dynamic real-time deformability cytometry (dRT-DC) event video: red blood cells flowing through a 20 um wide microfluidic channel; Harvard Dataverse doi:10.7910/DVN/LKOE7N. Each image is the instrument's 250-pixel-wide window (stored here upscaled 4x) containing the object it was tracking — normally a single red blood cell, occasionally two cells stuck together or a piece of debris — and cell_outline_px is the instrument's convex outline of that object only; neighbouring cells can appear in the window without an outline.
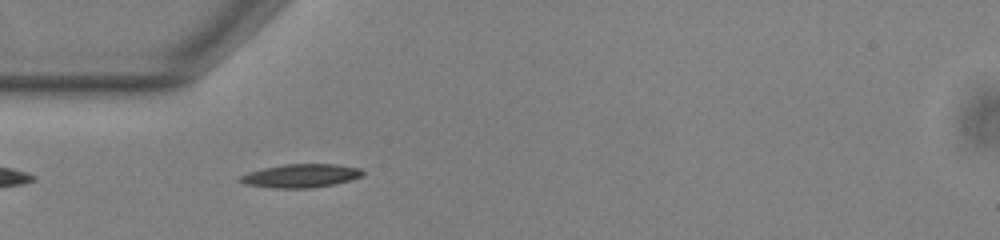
{"species": "common noctule bat (a hibernating species)", "species_latin": "Nyctalus noctula", "temperature_condition": "warm", "stored_images_in_passage": 35, "camera_frame_rate_fps": 3000, "um_per_image_px": 0.085, "animal": {"sex": "male", "body_mass_g": 13.0, "forearm_length_mm": 53.1}, "frame": {"image": 1, "passage_image": 1, "time_ms": 0.0, "image_size_px": [1000, 240], "cell_outline_px": [[364, 176], [352, 180], [312, 188], [272, 188], [244, 184], [236, 180], [240, 176], [248, 172], [264, 168], [284, 164], [336, 164], [360, 168], [364, 172]], "centroid_in_image_um": [25.56, 14.94], "position_along_channel_um": 59.4, "area_um2": 16.94}}
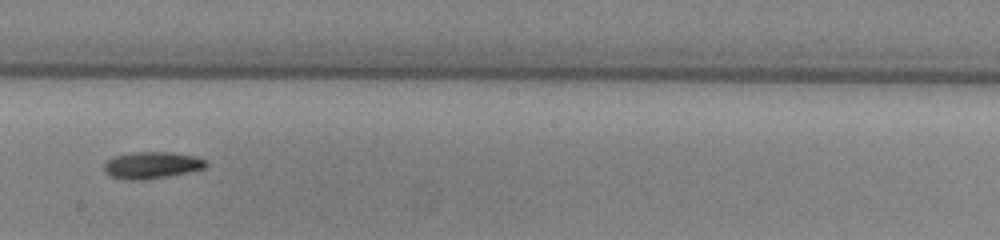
{"frame": {"image": 2, "passage_image": 15, "time_ms": 4.667, "image_size_px": [1000, 240], "cell_outline_px": [[208, 164], [204, 168], [188, 172], [168, 176], [144, 180], [128, 180], [108, 176], [104, 172], [104, 164], [112, 156], [128, 152], [172, 152], [196, 156], [208, 160]], "centroid_in_image_um": [12.88, 14.03], "position_along_channel_um": 235.3, "area_um2": 16.24}}
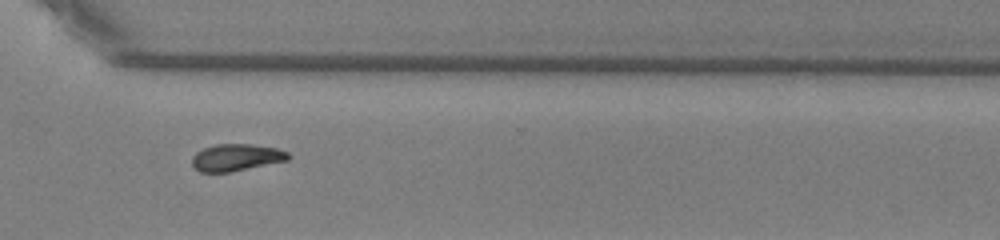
{"frame": {"image": 3, "passage_image": 24, "time_ms": 7.667, "image_size_px": [1000, 240], "cell_outline_px": [[292, 156], [288, 160], [228, 172], [200, 172], [192, 164], [192, 156], [196, 152], [204, 148], [216, 144], [248, 144], [276, 148], [288, 152]], "centroid_in_image_um": [20.08, 13.38], "position_along_channel_um": 350.5, "area_um2": 14.97}, "authors_computed_cell_mechanics": {"area_um2": 15.4904, "velocity_mm_per_s": 3.8303, "shape_relaxation_time_tau1_ms": 2.637, "shape_relaxation_time_tau2_ms": null, "deformation_change_tau1": 0.1263, "deformation_change_tau2": null}}